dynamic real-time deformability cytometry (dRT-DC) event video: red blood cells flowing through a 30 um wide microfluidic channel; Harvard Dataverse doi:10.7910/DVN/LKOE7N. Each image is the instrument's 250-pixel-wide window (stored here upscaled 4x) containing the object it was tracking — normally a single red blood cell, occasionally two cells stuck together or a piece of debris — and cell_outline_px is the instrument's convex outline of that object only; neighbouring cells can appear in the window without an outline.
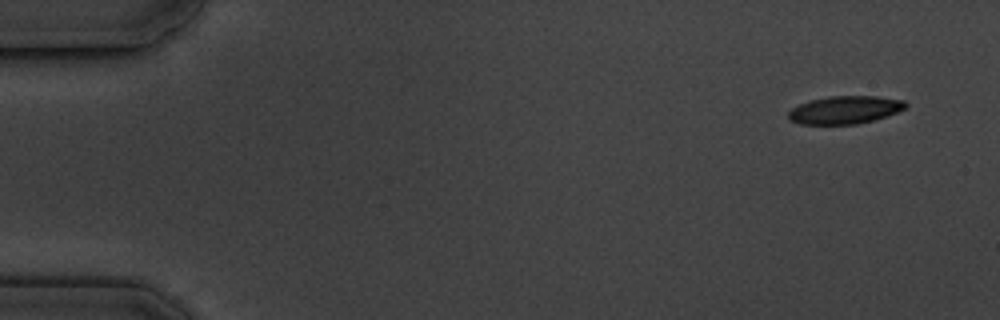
{"species": "common noctule bat (a hibernating species)", "species_latin": "Nyctalus noctula", "temperature_condition": "cold", "stored_images_in_passage": 5, "camera_frame_rate_fps": 3000, "um_per_image_px": 0.085, "animal": {"sex": "male", "body_mass_g": 19.5, "forearm_length_mm": 54.6}, "frame": {"image": 1, "passage_image": 1, "time_ms": 0.0, "image_size_px": [1000, 320], "cell_outline_px": [[908, 104], [904, 108], [888, 116], [856, 124], [800, 124], [788, 120], [788, 112], [792, 108], [800, 104], [812, 100], [828, 96], [876, 96], [904, 100]], "centroid_in_image_um": [71.8, 9.34], "position_along_channel_um": 13.2, "area_um2": 18.96}}
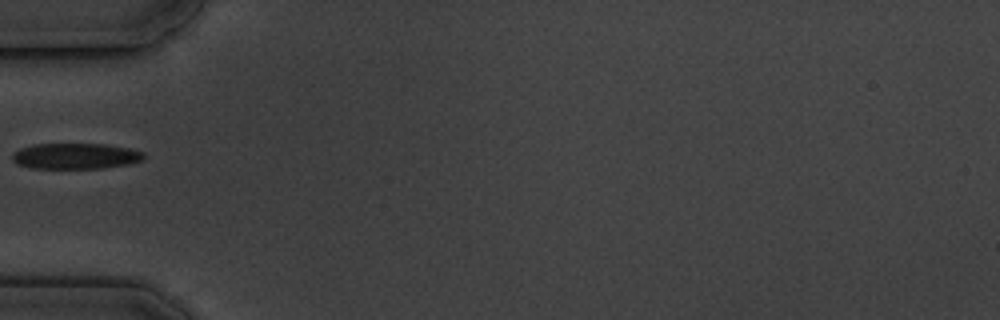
{"frame": {"image": 2, "passage_image": 5, "time_ms": 5.333, "image_size_px": [1000, 320], "cell_outline_px": [[144, 160], [128, 164], [100, 168], [32, 168], [16, 164], [12, 160], [12, 152], [20, 148], [32, 144], [104, 144], [128, 148], [144, 152]], "centroid_in_image_um": [6.38, 13.26], "position_along_channel_um": 78.6, "area_um2": 19.83}}